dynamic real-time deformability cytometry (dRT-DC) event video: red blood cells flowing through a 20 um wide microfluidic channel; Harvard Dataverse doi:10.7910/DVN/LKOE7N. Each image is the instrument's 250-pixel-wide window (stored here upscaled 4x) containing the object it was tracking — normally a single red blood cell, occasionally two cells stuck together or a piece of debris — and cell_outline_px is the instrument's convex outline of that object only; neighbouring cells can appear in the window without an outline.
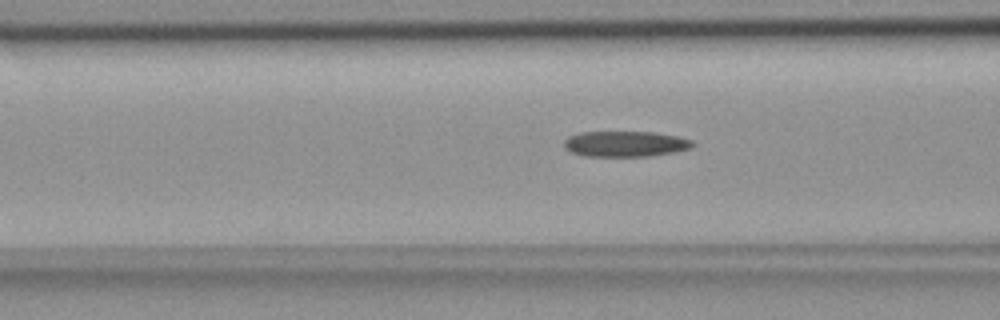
{"species": "common noctule bat (a hibernating species)", "species_latin": "Nyctalus noctula", "temperature_condition": "room temperature", "stored_images_in_passage": 38, "camera_frame_rate_fps": 3000, "um_per_image_px": 0.085, "animal": {"sex": "female", "body_mass_g": 18.4}, "frame": {"image": 1, "passage_image": 5, "time_ms": 1.333, "image_size_px": [1000, 320], "cell_outline_px": [[696, 144], [688, 148], [672, 152], [648, 156], [584, 156], [572, 152], [564, 148], [564, 140], [568, 136], [580, 132], [652, 132], [676, 136], [692, 140]], "centroid_in_image_um": [53.1, 12.22], "position_along_channel_um": 113.5, "area_um2": 19.07}}
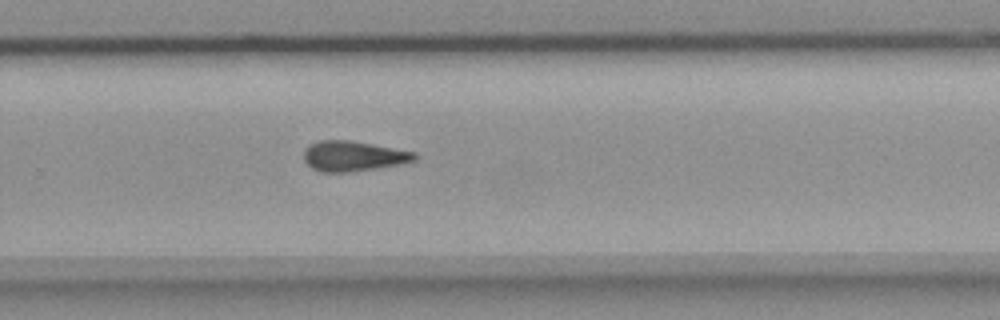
{"frame": {"image": 2, "passage_image": 20, "time_ms": 6.333, "image_size_px": [1000, 320], "cell_outline_px": [[416, 160], [400, 164], [376, 168], [348, 172], [320, 172], [312, 168], [304, 160], [304, 148], [308, 144], [320, 140], [352, 140], [416, 152]], "centroid_in_image_um": [30.0, 13.26], "position_along_channel_um": 299.8, "area_um2": 19.59}}
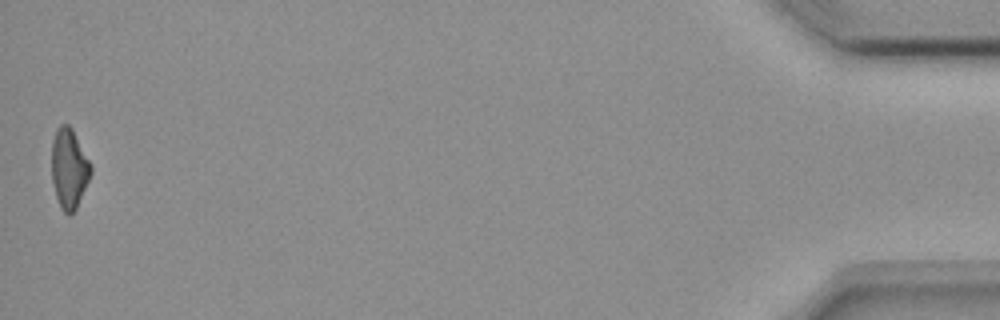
{"frame": {"image": 3, "passage_image": 38, "time_ms": 12.333, "image_size_px": [1000, 320], "cell_outline_px": [[92, 172], [76, 208], [68, 216], [60, 208], [56, 196], [52, 180], [52, 140], [56, 128], [60, 124], [68, 124], [72, 128], [92, 164]], "centroid_in_image_um": [5.87, 14.29], "position_along_channel_um": 429.3, "area_um2": 18.32}}